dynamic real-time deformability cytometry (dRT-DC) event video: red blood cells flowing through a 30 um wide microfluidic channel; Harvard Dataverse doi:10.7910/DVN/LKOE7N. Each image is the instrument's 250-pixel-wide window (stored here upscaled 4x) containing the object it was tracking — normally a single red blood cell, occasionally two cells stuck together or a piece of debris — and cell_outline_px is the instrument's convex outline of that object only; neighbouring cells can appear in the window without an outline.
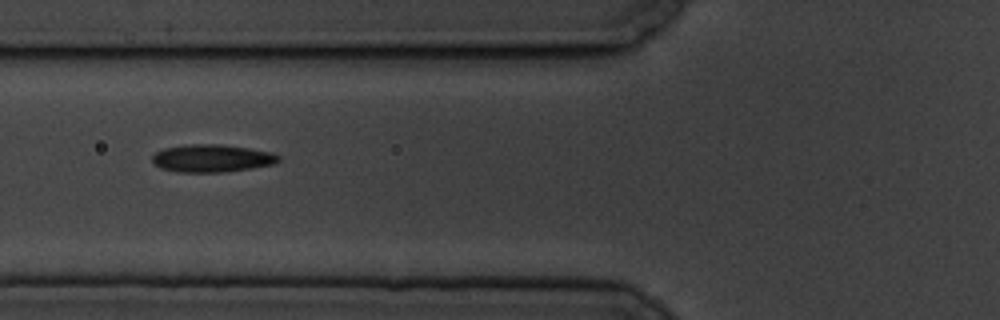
{"species": "common noctule bat (a hibernating species)", "species_latin": "Nyctalus noctula", "temperature_condition": "cold", "stored_images_in_passage": 7, "camera_frame_rate_fps": 3000, "um_per_image_px": 0.085, "animal": {"sex": "male", "body_mass_g": 19.5, "forearm_length_mm": 54.6}, "frame": {"image": 1, "passage_image": 5, "time_ms": 5.0, "image_size_px": [1000, 320], "cell_outline_px": [[280, 160], [276, 164], [252, 168], [224, 172], [176, 172], [160, 168], [152, 164], [152, 156], [156, 152], [164, 148], [188, 144], [220, 144], [248, 148], [272, 152], [280, 156]], "centroid_in_image_um": [18.01, 13.46], "position_along_channel_um": 107.8, "area_um2": 20.58}}
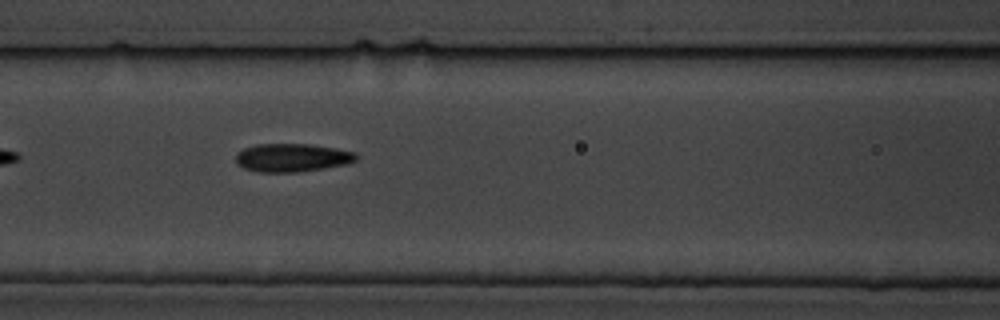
{"frame": {"image": 2, "passage_image": 6, "time_ms": 6.0, "image_size_px": [1000, 320], "cell_outline_px": [[360, 156], [356, 160], [348, 164], [300, 172], [256, 172], [244, 168], [236, 164], [236, 152], [244, 148], [256, 144], [312, 144], [336, 148], [356, 152]], "centroid_in_image_um": [24.84, 13.4], "position_along_channel_um": 141.8, "area_um2": 20.17}}
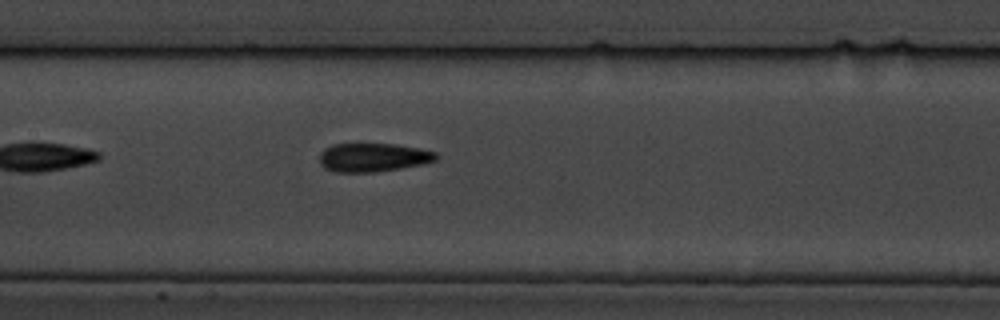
{"frame": {"image": 3, "passage_image": 7, "time_ms": 7.0, "image_size_px": [1000, 320], "cell_outline_px": [[440, 156], [436, 160], [420, 164], [400, 168], [372, 172], [336, 172], [324, 168], [320, 164], [320, 152], [324, 148], [332, 144], [396, 144], [420, 148], [436, 152]], "centroid_in_image_um": [31.7, 13.37], "position_along_channel_um": 175.7, "area_um2": 19.48}}